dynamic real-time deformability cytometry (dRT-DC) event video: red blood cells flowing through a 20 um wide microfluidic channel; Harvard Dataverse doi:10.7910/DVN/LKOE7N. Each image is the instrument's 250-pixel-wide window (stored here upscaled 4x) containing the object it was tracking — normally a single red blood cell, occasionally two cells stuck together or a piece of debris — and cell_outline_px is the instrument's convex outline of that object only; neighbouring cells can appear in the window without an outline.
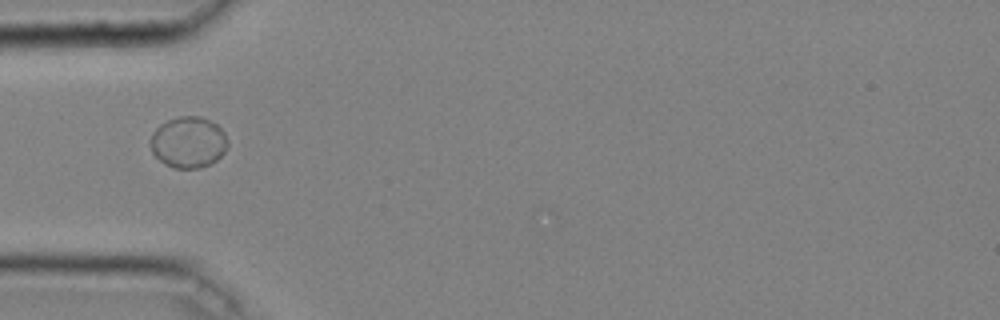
{"species": "common noctule bat (a hibernating species)", "species_latin": "Nyctalus noctula", "temperature_condition": "cold", "stored_images_in_passage": 31, "camera_frame_rate_fps": 3000, "um_per_image_px": 0.085, "animal": {"sex": "male", "body_mass_g": 20.4}, "frame": {"image": 1, "passage_image": 1, "time_ms": 0.0, "image_size_px": [1000, 320], "cell_outline_px": [[228, 148], [216, 160], [200, 168], [172, 168], [164, 164], [152, 152], [152, 132], [160, 124], [168, 120], [180, 116], [200, 116], [216, 124], [224, 132], [228, 140]], "centroid_in_image_um": [16.03, 12.09], "position_along_channel_um": 69.0, "area_um2": 22.95}}
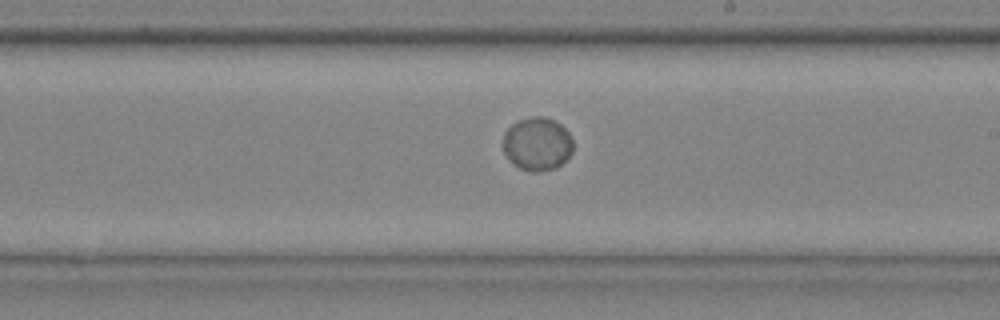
{"frame": {"image": 2, "passage_image": 14, "time_ms": 4.333, "image_size_px": [1000, 320], "cell_outline_px": [[572, 152], [556, 168], [540, 172], [532, 172], [520, 168], [512, 164], [504, 152], [504, 132], [512, 124], [520, 120], [532, 116], [544, 116], [560, 124], [568, 132], [572, 140]], "centroid_in_image_um": [45.65, 12.24], "position_along_channel_um": 243.3, "area_um2": 21.62}}
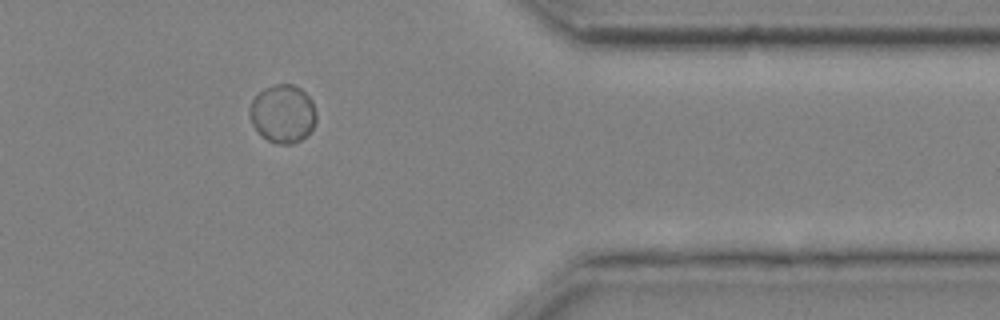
{"frame": {"image": 3, "passage_image": 26, "time_ms": 8.333, "image_size_px": [1000, 320], "cell_outline_px": [[316, 120], [312, 128], [300, 140], [292, 144], [276, 144], [268, 140], [252, 124], [252, 100], [264, 88], [272, 84], [292, 84], [300, 88], [312, 100], [316, 112]], "centroid_in_image_um": [24.07, 9.65], "position_along_channel_um": 387.3, "area_um2": 22.08}, "authors_computed_cell_mechanics": {"area_um2": 22.3108, "velocity_mm_per_s": 4.026, "shape_relaxation_time_tau1_ms": 1.9546, "shape_relaxation_time_tau2_ms": null, "deformation_change_tau1": 0.0161, "deformation_change_tau2": null}}